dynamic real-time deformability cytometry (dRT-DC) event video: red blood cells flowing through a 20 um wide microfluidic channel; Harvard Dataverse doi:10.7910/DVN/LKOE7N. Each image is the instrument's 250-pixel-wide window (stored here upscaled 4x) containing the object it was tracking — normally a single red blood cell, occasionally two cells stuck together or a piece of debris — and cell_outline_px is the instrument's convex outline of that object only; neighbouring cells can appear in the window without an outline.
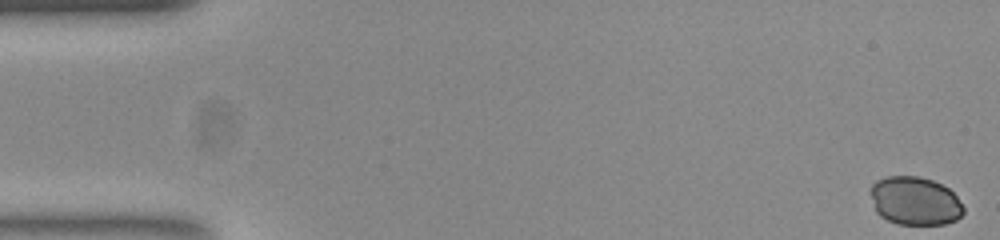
{"species": "common noctule bat (a hibernating species)", "species_latin": "Nyctalus noctula", "temperature_condition": "room temperature", "stored_images_in_passage": 54, "camera_frame_rate_fps": 3000, "um_per_image_px": 0.085, "animal": {"sex": "female", "body_mass_g": 23.0, "forearm_length_mm": 53.4}, "frame": {"image": 1, "passage_image": 1, "time_ms": 0.0, "image_size_px": [1000, 240], "cell_outline_px": [[964, 212], [956, 220], [944, 224], [896, 224], [880, 216], [876, 212], [872, 196], [872, 184], [876, 180], [888, 176], [920, 176], [932, 180], [948, 188], [956, 196], [964, 208]], "centroid_in_image_um": [77.78, 17.08], "position_along_channel_um": 7.2, "area_um2": 26.07}}
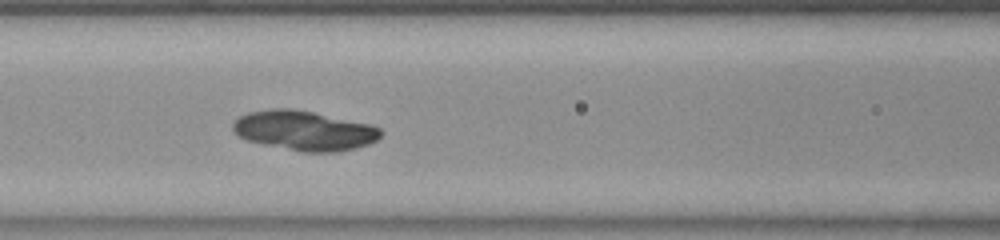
{"frame": {"image": 2, "passage_image": 23, "time_ms": 7.333, "image_size_px": [1000, 240], "cell_outline_px": [[384, 132], [376, 140], [368, 144], [356, 148], [336, 152], [300, 152], [264, 144], [248, 140], [240, 136], [232, 128], [232, 124], [240, 116], [248, 112], [272, 108], [292, 108], [372, 124], [380, 128]], "centroid_in_image_um": [25.89, 11.1], "position_along_channel_um": 140.7, "area_um2": 34.16}}
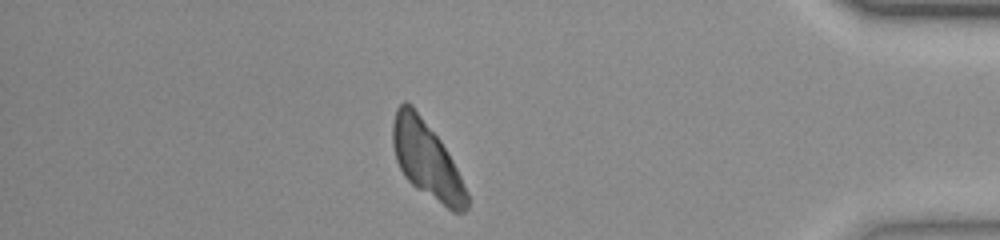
{"frame": {"image": 3, "passage_image": 47, "time_ms": 15.333, "image_size_px": [1000, 240], "cell_outline_px": [[468, 208], [464, 212], [452, 212], [416, 188], [404, 176], [396, 160], [392, 144], [392, 124], [396, 108], [404, 100], [412, 104], [440, 140], [452, 160], [468, 192]], "centroid_in_image_um": [36.25, 13.58], "position_along_channel_um": 398.9, "area_um2": 33.06}}